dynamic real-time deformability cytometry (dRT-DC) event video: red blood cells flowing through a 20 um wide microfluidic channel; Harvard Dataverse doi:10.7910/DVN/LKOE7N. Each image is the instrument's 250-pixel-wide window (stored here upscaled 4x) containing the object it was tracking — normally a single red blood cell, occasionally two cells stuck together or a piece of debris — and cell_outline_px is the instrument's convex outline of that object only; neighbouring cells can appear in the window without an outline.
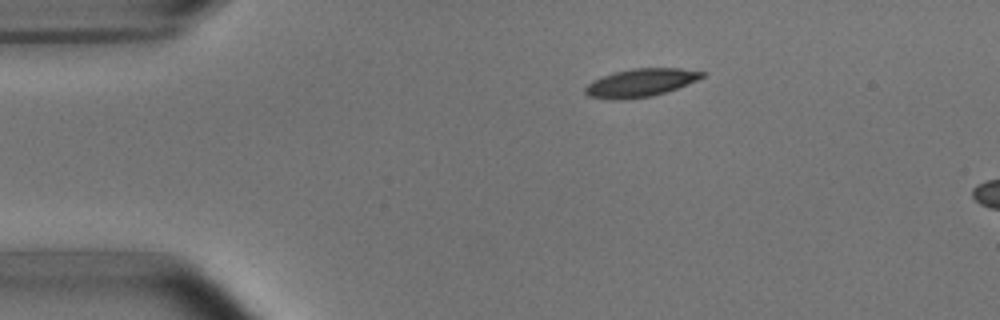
{"species": "common noctule bat (a hibernating species)", "species_latin": "Nyctalus noctula", "temperature_condition": "room temperature", "stored_images_in_passage": 3, "camera_frame_rate_fps": 3000, "um_per_image_px": 0.085, "animal": {"sex": "male", "body_mass_g": 15.6}, "frame": {"image": 1, "passage_image": 1, "time_ms": 0.0, "image_size_px": [1000, 320], "cell_outline_px": [[704, 76], [696, 80], [676, 88], [652, 96], [624, 100], [612, 100], [588, 96], [584, 92], [584, 88], [592, 80], [612, 72], [632, 68], [680, 68], [704, 72]], "centroid_in_image_um": [54.38, 7.03], "position_along_channel_um": 30.6, "area_um2": 19.13}}